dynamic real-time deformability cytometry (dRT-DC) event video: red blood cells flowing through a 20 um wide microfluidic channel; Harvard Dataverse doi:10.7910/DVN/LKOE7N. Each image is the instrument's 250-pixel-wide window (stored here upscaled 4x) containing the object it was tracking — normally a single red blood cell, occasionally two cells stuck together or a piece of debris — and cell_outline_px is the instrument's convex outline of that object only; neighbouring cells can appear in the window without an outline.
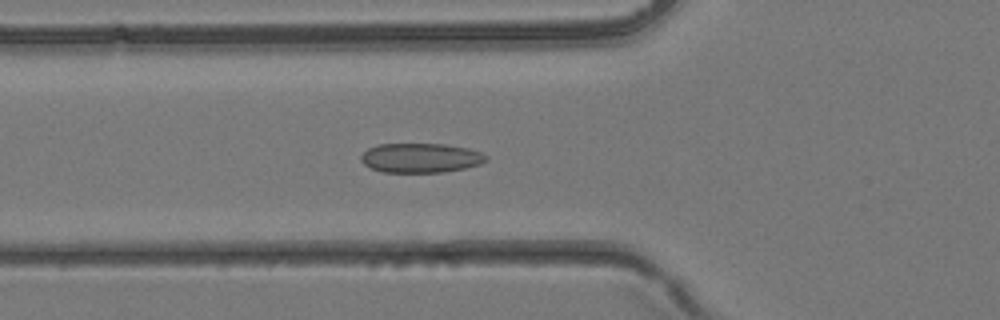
{"species": "common noctule bat (a hibernating species)", "species_latin": "Nyctalus noctula", "temperature_condition": "room temperature", "stored_images_in_passage": 33, "camera_frame_rate_fps": 3000, "um_per_image_px": 0.085, "animal": {"sex": "female", "body_mass_g": 24.6, "forearm_length_mm": 56.2}, "frame": {"image": 1, "passage_image": 9, "time_ms": 2.667, "image_size_px": [1000, 320], "cell_outline_px": [[488, 160], [480, 164], [464, 168], [444, 172], [384, 172], [372, 168], [364, 164], [360, 160], [360, 156], [368, 148], [376, 144], [444, 144], [468, 148], [480, 152], [488, 156]], "centroid_in_image_um": [35.76, 13.42], "position_along_channel_um": 90.0, "area_um2": 21.5}}
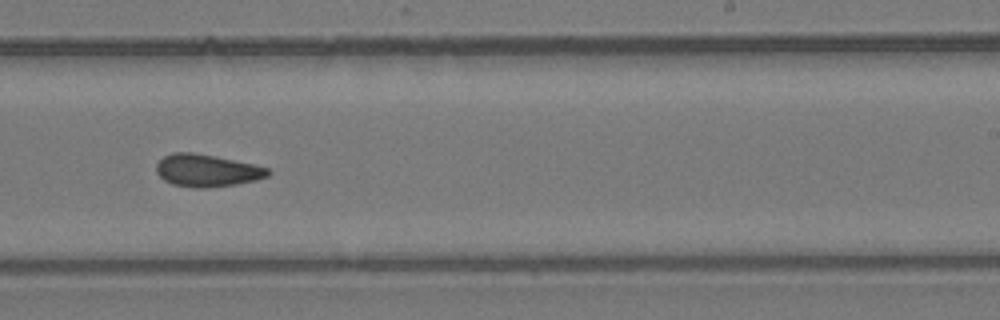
{"frame": {"image": 2, "passage_image": 19, "time_ms": 6.0, "image_size_px": [1000, 320], "cell_outline_px": [[272, 172], [268, 176], [256, 180], [236, 184], [204, 188], [192, 188], [172, 184], [164, 180], [156, 172], [156, 164], [164, 156], [172, 152], [192, 152], [252, 164], [268, 168]], "centroid_in_image_um": [17.56, 14.5], "position_along_channel_um": 271.4, "area_um2": 20.92}}
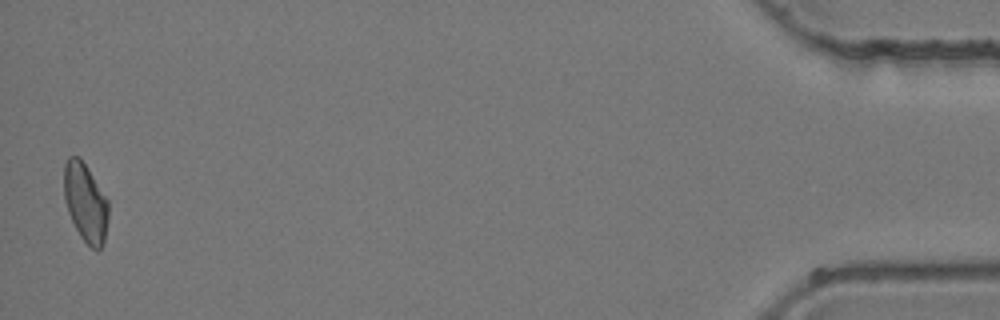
{"frame": {"image": 3, "passage_image": 33, "time_ms": 10.667, "image_size_px": [1000, 320], "cell_outline_px": [[108, 216], [104, 240], [100, 248], [96, 252], [80, 236], [68, 212], [64, 200], [64, 164], [68, 156], [80, 156], [108, 200]], "centroid_in_image_um": [7.25, 17.19], "position_along_channel_um": 427.9, "area_um2": 20.29}}